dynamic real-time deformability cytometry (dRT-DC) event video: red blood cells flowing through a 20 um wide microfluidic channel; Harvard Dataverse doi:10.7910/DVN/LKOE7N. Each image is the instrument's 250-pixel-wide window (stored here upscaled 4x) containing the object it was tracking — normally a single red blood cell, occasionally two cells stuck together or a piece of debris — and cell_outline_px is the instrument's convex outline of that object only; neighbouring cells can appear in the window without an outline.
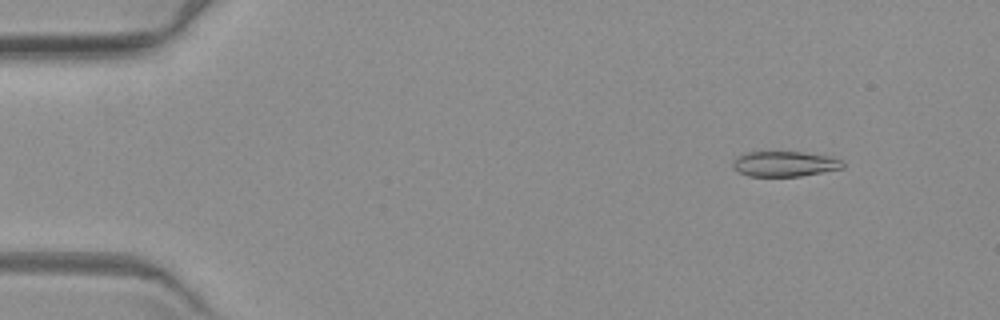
{"species": "common noctule bat (a hibernating species)", "species_latin": "Nyctalus noctula", "temperature_condition": "warm", "stored_images_in_passage": 5, "camera_frame_rate_fps": 3000, "um_per_image_px": 0.085, "animal": {"sex": "female", "body_mass_g": 19.3, "forearm_length_mm": 54.1}, "frame": {"image": 1, "passage_image": 2, "time_ms": 1.0, "image_size_px": [1000, 320], "cell_outline_px": [[844, 168], [800, 176], [748, 176], [732, 168], [732, 160], [748, 152], [800, 152], [832, 156], [840, 160], [844, 164]], "centroid_in_image_um": [66.7, 13.93], "position_along_channel_um": 18.3, "area_um2": 16.13}}
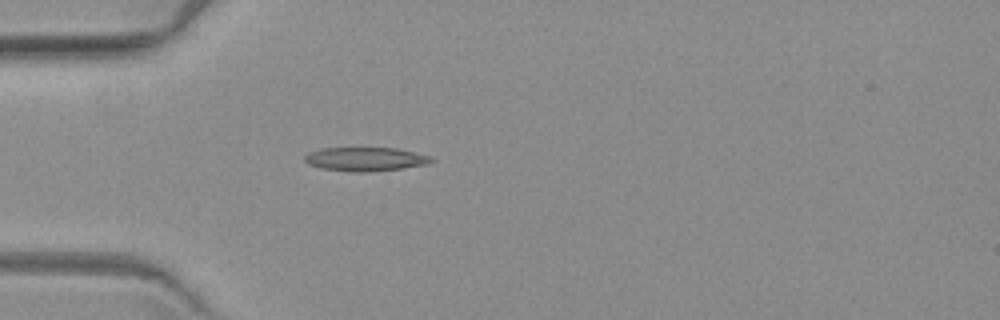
{"frame": {"image": 2, "passage_image": 5, "time_ms": 4.667, "image_size_px": [1000, 320], "cell_outline_px": [[436, 160], [428, 164], [400, 168], [364, 172], [352, 172], [320, 168], [308, 164], [304, 160], [304, 156], [308, 152], [320, 148], [396, 148], [428, 156]], "centroid_in_image_um": [31.0, 13.52], "position_along_channel_um": 54.0, "area_um2": 17.46}}